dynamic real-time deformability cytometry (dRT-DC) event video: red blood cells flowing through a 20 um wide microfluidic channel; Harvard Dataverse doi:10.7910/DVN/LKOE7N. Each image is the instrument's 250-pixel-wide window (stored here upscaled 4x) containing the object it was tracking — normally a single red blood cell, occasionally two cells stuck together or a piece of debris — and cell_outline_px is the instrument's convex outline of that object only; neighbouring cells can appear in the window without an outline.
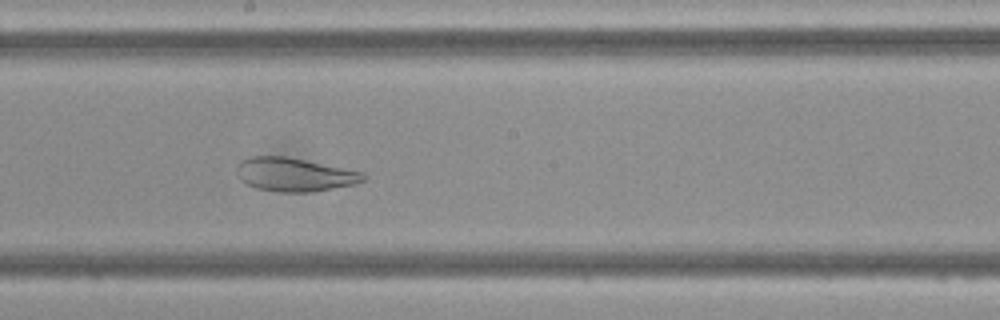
{"species": "Egyptian fruit bat (a non-hibernating species)", "species_latin": "Rousettus aegyptiacus", "temperature_condition": "cold", "stored_images_in_passage": 42, "camera_frame_rate_fps": 3000, "um_per_image_px": 0.085, "frame": {"image": 1, "passage_image": 20, "time_ms": 6.333, "image_size_px": [1000, 320], "cell_outline_px": [[368, 176], [364, 180], [356, 184], [312, 192], [280, 192], [256, 188], [240, 180], [236, 172], [236, 168], [240, 160], [252, 156], [288, 156], [364, 172]], "centroid_in_image_um": [25.04, 14.83], "position_along_channel_um": 223.2, "area_um2": 25.03}}
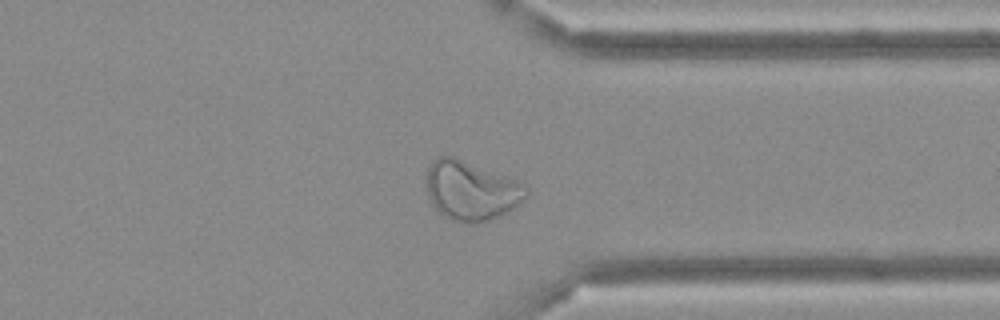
{"frame": {"image": 2, "passage_image": 31, "time_ms": 10.0, "image_size_px": [1000, 320], "cell_outline_px": [[528, 196], [512, 208], [488, 220], [476, 224], [472, 224], [452, 220], [444, 216], [432, 204], [428, 196], [428, 168], [432, 160], [436, 156], [452, 156], [528, 184]], "centroid_in_image_um": [40.06, 16.19], "position_along_channel_um": 371.3, "area_um2": 34.16}}
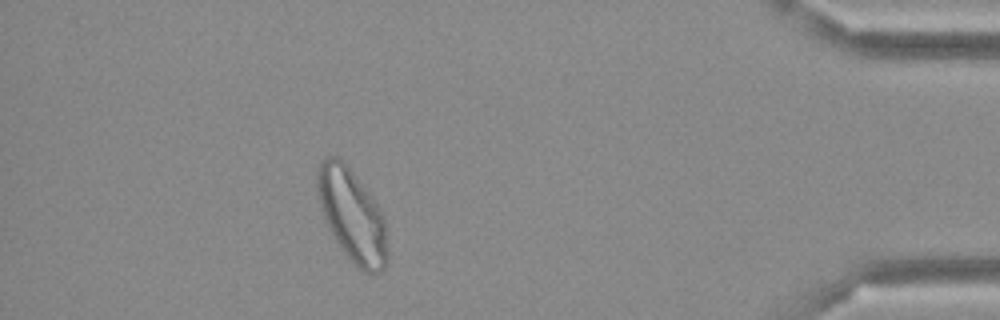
{"frame": {"image": 3, "passage_image": 37, "time_ms": 12.0, "image_size_px": [1000, 320], "cell_outline_px": [[388, 264], [380, 272], [372, 276], [364, 272], [340, 248], [324, 216], [316, 192], [316, 168], [320, 160], [328, 156], [340, 156], [364, 184], [380, 208], [384, 216], [388, 252]], "centroid_in_image_um": [29.94, 18.26], "position_along_channel_um": 405.3, "area_um2": 38.44}}